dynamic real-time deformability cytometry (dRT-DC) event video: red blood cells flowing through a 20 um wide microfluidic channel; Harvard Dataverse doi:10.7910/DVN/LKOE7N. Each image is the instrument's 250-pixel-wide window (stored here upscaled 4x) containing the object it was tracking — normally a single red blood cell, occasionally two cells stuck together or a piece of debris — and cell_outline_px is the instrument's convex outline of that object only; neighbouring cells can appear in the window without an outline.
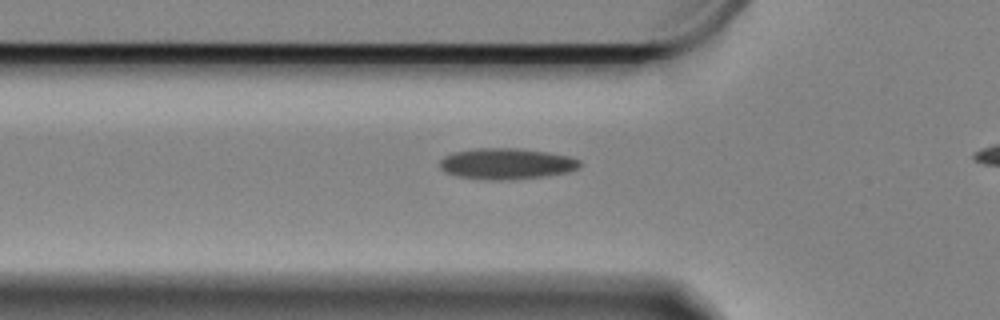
{"species": "Egyptian fruit bat (a non-hibernating species)", "species_latin": "Rousettus aegyptiacus", "temperature_condition": "cold", "stored_images_in_passage": 34, "camera_frame_rate_fps": 3000, "um_per_image_px": 0.085, "animal": {"sex": "female"}, "frame": {"image": 1, "passage_image": 2, "time_ms": 0.333, "image_size_px": [1000, 320], "cell_outline_px": [[580, 164], [576, 168], [568, 172], [544, 176], [508, 180], [496, 180], [460, 176], [444, 172], [440, 168], [440, 160], [444, 156], [452, 152], [480, 148], [520, 148], [548, 152], [568, 156], [580, 160]], "centroid_in_image_um": [43.04, 13.9], "position_along_channel_um": 82.8, "area_um2": 25.14}}
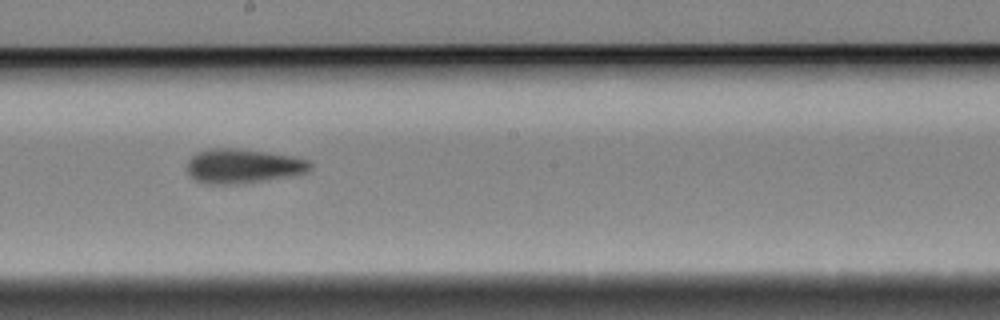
{"frame": {"image": 2, "passage_image": 15, "time_ms": 4.667, "image_size_px": [1000, 320], "cell_outline_px": [[312, 168], [308, 172], [288, 176], [240, 184], [208, 184], [196, 180], [188, 172], [188, 160], [196, 152], [212, 148], [236, 148], [292, 156], [308, 160], [312, 164]], "centroid_in_image_um": [20.66, 14.11], "position_along_channel_um": 227.5, "area_um2": 24.51}}
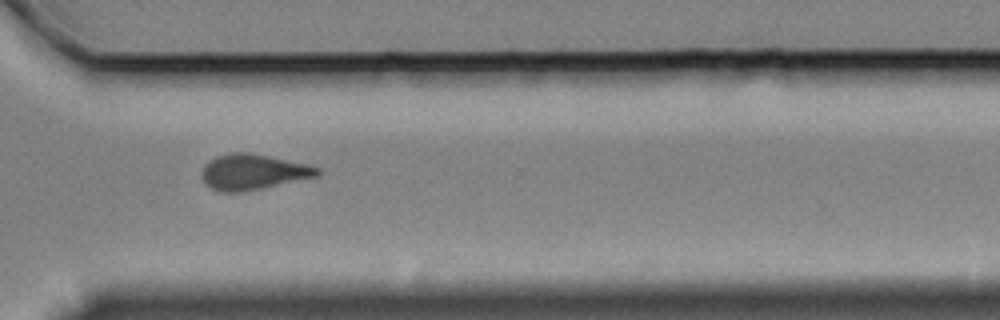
{"frame": {"image": 3, "passage_image": 26, "time_ms": 8.333, "image_size_px": [1000, 320], "cell_outline_px": [[320, 176], [240, 192], [220, 192], [204, 184], [204, 164], [208, 160], [216, 156], [232, 152], [248, 152], [308, 164], [320, 168]], "centroid_in_image_um": [21.52, 14.61], "position_along_channel_um": 349.1, "area_um2": 23.76}}